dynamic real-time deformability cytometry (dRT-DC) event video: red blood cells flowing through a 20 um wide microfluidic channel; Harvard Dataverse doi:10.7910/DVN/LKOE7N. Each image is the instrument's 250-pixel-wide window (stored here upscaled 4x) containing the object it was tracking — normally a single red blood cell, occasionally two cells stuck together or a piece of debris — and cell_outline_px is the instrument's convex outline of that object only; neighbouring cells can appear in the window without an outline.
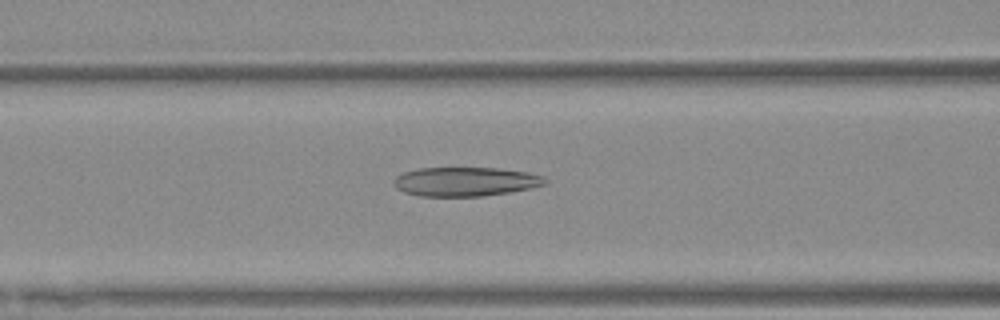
{"species": "Egyptian fruit bat (a non-hibernating species)", "species_latin": "Rousettus aegyptiacus", "temperature_condition": "warm", "stored_images_in_passage": 48, "camera_frame_rate_fps": 3000, "um_per_image_px": 0.085, "animal": {"sex": "female"}, "frame": {"image": 1, "passage_image": 19, "time_ms": 6.0, "image_size_px": [1000, 320], "cell_outline_px": [[548, 184], [532, 188], [484, 196], [420, 196], [404, 192], [396, 188], [396, 176], [404, 172], [420, 168], [500, 168], [528, 172], [540, 176]], "centroid_in_image_um": [39.58, 15.44], "position_along_channel_um": 127.0, "area_um2": 25.43}}
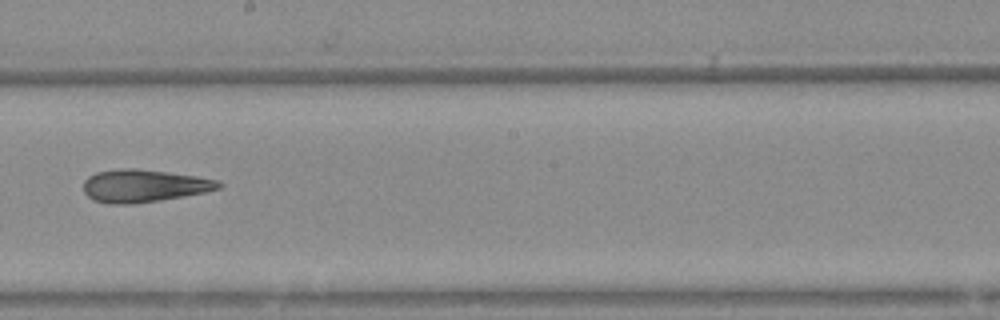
{"frame": {"image": 2, "passage_image": 27, "time_ms": 8.667, "image_size_px": [1000, 320], "cell_outline_px": [[224, 184], [220, 188], [204, 192], [184, 196], [160, 200], [132, 204], [108, 204], [92, 200], [84, 192], [84, 180], [88, 176], [96, 172], [124, 168], [136, 168], [168, 172], [196, 176], [216, 180]], "centroid_in_image_um": [12.2, 15.8], "position_along_channel_um": 236.0, "area_um2": 25.72}}
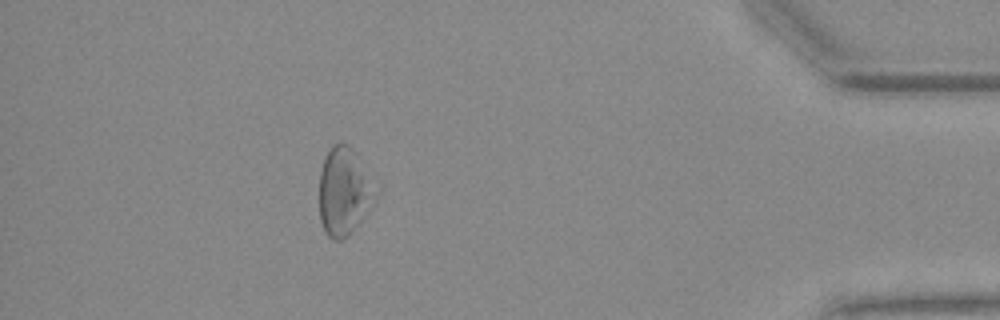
{"frame": {"image": 3, "passage_image": 43, "time_ms": 14.0, "image_size_px": [1000, 320], "cell_outline_px": [[380, 192], [352, 228], [340, 240], [332, 240], [324, 232], [320, 220], [320, 172], [324, 160], [332, 144], [348, 144], [352, 148], [380, 184]], "centroid_in_image_um": [29.29, 16.2], "position_along_channel_um": 405.9, "area_um2": 28.78}}